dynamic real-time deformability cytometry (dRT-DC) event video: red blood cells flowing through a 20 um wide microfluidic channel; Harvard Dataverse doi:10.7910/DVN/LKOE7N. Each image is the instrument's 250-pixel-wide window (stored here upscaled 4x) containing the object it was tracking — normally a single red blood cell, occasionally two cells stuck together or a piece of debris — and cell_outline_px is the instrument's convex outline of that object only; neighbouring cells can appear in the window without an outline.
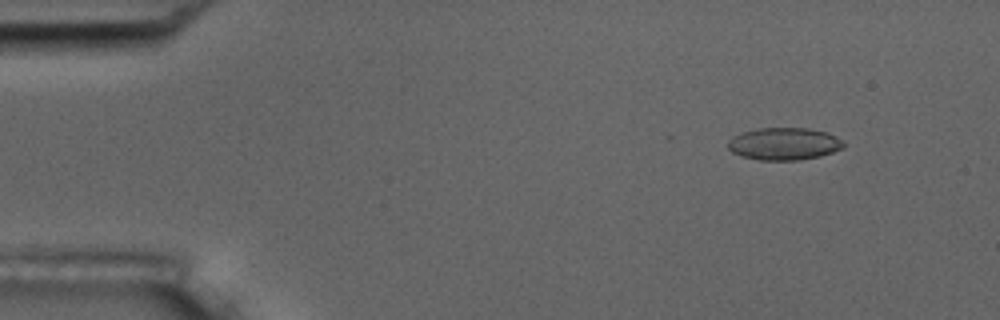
{"species": "common noctule bat (a hibernating species)", "species_latin": "Nyctalus noctula", "temperature_condition": "room temperature", "stored_images_in_passage": 5, "camera_frame_rate_fps": 3000, "um_per_image_px": 0.085, "animal": {"sex": "male", "body_mass_g": 17.5, "forearm_length_mm": 52.3}, "frame": {"image": 1, "passage_image": 2, "time_ms": 1.0, "image_size_px": [1000, 320], "cell_outline_px": [[844, 148], [820, 156], [800, 160], [760, 160], [740, 156], [732, 152], [728, 148], [728, 140], [732, 136], [740, 132], [760, 128], [808, 128], [828, 132], [844, 140]], "centroid_in_image_um": [66.65, 12.22], "position_along_channel_um": 18.4, "area_um2": 22.08}}
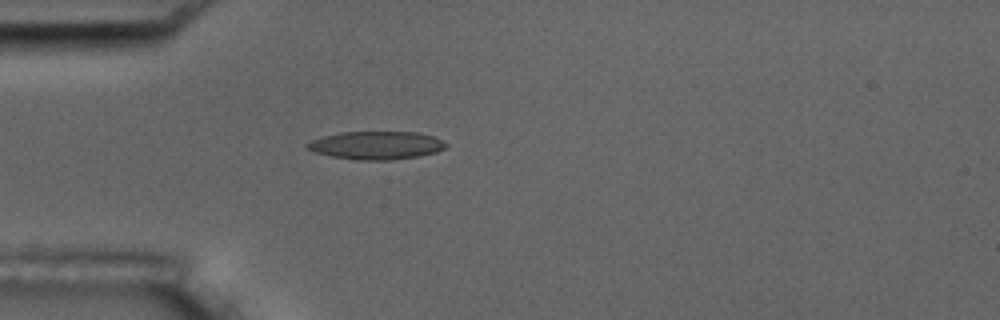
{"frame": {"image": 2, "passage_image": 5, "time_ms": 4.333, "image_size_px": [1000, 320], "cell_outline_px": [[448, 144], [444, 148], [436, 152], [420, 156], [388, 160], [356, 160], [332, 156], [316, 152], [304, 148], [304, 144], [312, 140], [324, 136], [340, 132], [416, 132], [432, 136]], "centroid_in_image_um": [31.95, 12.35], "position_along_channel_um": 53.0, "area_um2": 22.6}}